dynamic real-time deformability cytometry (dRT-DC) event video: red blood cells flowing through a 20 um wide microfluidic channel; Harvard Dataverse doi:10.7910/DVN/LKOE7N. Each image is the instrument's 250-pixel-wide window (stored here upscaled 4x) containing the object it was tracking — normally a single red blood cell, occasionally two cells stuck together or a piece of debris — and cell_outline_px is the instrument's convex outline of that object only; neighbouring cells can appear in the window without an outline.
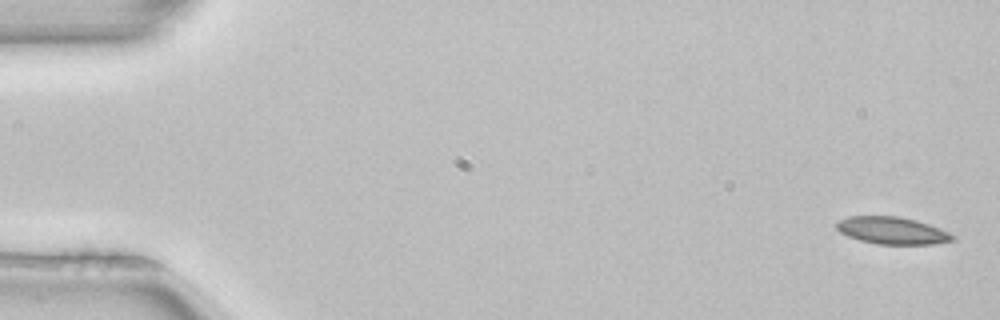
{"species": "common noctule bat (a hibernating species)", "species_latin": "Nyctalus noctula", "temperature_condition": "room temperature", "stored_images_in_passage": 4, "camera_frame_rate_fps": 3000, "um_per_image_px": 0.085, "animal": {"sex": "female", "body_mass_g": 22.7, "forearm_length_mm": 54.2}, "frame": {"image": 1, "passage_image": 1, "time_ms": 0.0, "image_size_px": [1000, 320], "cell_outline_px": [[956, 240], [932, 244], [880, 244], [860, 240], [848, 236], [840, 232], [836, 228], [836, 220], [848, 216], [900, 216], [916, 220], [940, 228], [956, 236]], "centroid_in_image_um": [75.83, 19.59], "position_along_channel_um": 9.2, "area_um2": 18.5}}
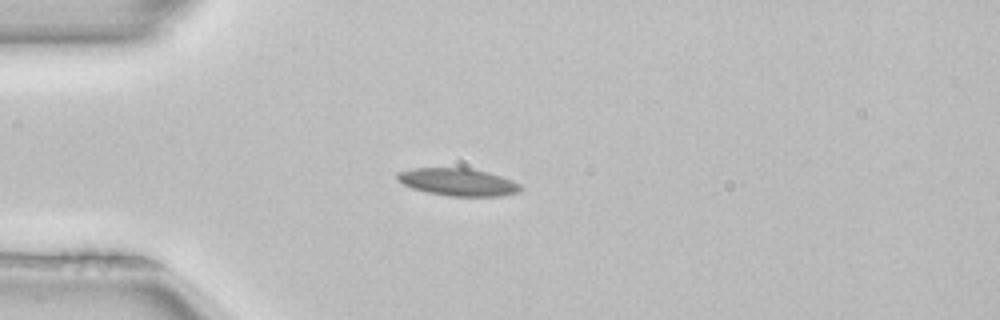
{"frame": {"image": 2, "passage_image": 4, "time_ms": 1.0, "image_size_px": [1000, 320], "cell_outline_px": [[524, 188], [520, 192], [500, 196], [448, 196], [428, 192], [412, 188], [396, 180], [396, 172], [412, 168], [468, 168], [488, 172], [512, 180], [520, 184]], "centroid_in_image_um": [38.93, 15.47], "position_along_channel_um": 46.1, "area_um2": 19.83}}